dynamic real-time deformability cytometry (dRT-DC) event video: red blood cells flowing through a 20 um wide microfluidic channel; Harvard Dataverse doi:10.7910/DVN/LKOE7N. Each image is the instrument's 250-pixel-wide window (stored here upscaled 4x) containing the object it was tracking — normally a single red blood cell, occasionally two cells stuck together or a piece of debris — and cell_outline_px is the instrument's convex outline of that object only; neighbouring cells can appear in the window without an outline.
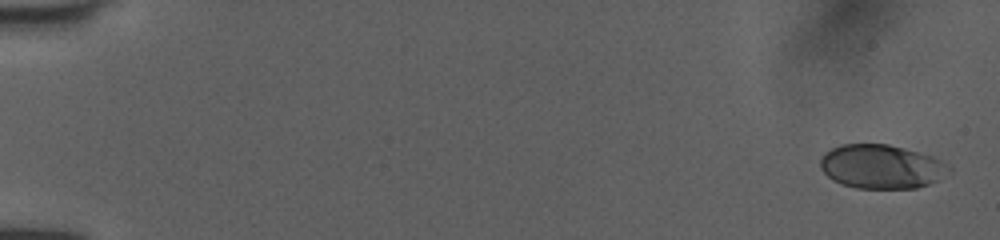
{"species": "human", "species_latin": "Homo sapiens", "temperature_condition": "room temperature", "stored_images_in_passage": 11, "camera_frame_rate_fps": 3000, "um_per_image_px": 0.085, "donor": {"sex": "female"}, "frame": {"image": 1, "passage_image": 1, "time_ms": 0.0, "image_size_px": [1000, 240], "cell_outline_px": [[944, 164], [936, 180], [928, 184], [916, 188], [856, 188], [840, 184], [832, 180], [820, 168], [820, 156], [824, 152], [840, 144], [888, 144], [904, 148], [932, 156], [940, 160]], "centroid_in_image_um": [74.75, 14.15], "position_along_channel_um": 10.3, "area_um2": 32.25}}
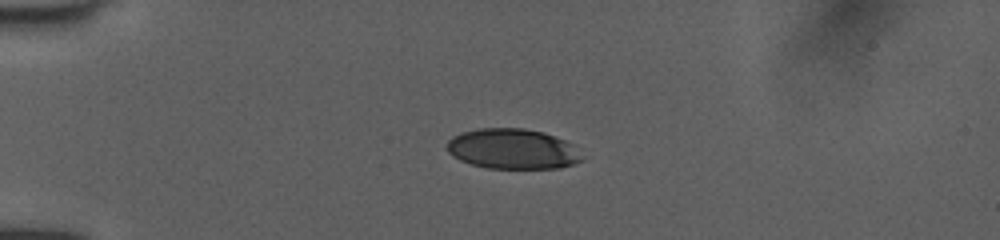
{"frame": {"image": 2, "passage_image": 7, "time_ms": 2.0, "image_size_px": [1000, 240], "cell_outline_px": [[584, 160], [560, 168], [488, 168], [472, 164], [460, 160], [452, 156], [448, 152], [448, 140], [452, 136], [464, 132], [480, 128], [524, 128], [544, 132], [564, 140], [572, 144], [584, 156]], "centroid_in_image_um": [43.6, 12.66], "position_along_channel_um": 41.4, "area_um2": 31.67}}
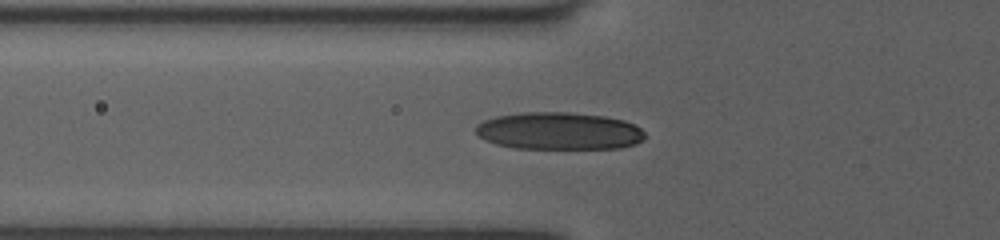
{"frame": {"image": 3, "passage_image": 10, "time_ms": 3.0, "image_size_px": [1000, 240], "cell_outline_px": [[644, 140], [636, 144], [620, 148], [516, 148], [496, 144], [484, 140], [476, 132], [476, 124], [484, 120], [496, 116], [520, 112], [568, 112], [604, 116], [624, 120], [640, 128], [644, 132]], "centroid_in_image_um": [47.51, 11.13], "position_along_channel_um": 78.3, "area_um2": 36.88}}